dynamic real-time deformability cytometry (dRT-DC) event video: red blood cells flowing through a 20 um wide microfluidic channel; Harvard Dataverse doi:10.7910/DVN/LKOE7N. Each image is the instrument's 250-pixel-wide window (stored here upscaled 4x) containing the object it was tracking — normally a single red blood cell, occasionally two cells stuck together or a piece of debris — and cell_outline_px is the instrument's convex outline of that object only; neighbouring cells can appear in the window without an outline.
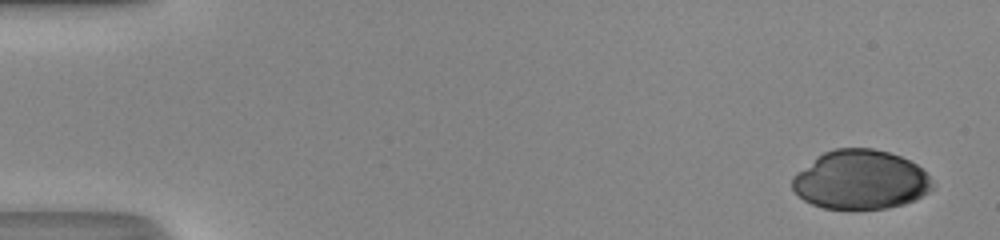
{"species": "human", "species_latin": "Homo sapiens", "temperature_condition": "room temperature", "stored_images_in_passage": 47, "camera_frame_rate_fps": 3000, "um_per_image_px": 0.085, "donor": {"sex": "male"}, "frame": {"image": 1, "passage_image": 1, "time_ms": 0.0, "image_size_px": [1000, 240], "cell_outline_px": [[936, 188], [916, 200], [904, 204], [888, 208], [824, 208], [812, 204], [804, 200], [792, 188], [792, 176], [796, 172], [824, 152], [836, 148], [872, 148], [888, 152], [900, 156], [916, 164], [932, 180]], "centroid_in_image_um": [73.17, 15.28], "position_along_channel_um": 11.8, "area_um2": 48.21}}
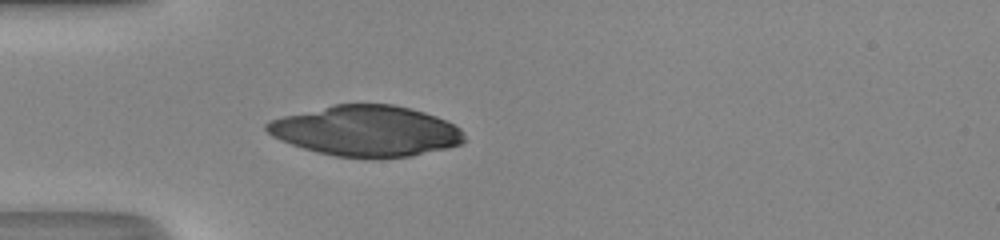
{"frame": {"image": 2, "passage_image": 14, "time_ms": 4.333, "image_size_px": [1000, 240], "cell_outline_px": [[468, 140], [460, 144], [448, 148], [412, 156], [368, 160], [336, 156], [316, 152], [280, 140], [272, 136], [264, 128], [264, 124], [268, 120], [332, 104], [392, 104], [424, 112], [436, 116], [460, 128]], "centroid_in_image_um": [31.13, 11.15], "position_along_channel_um": 53.9, "area_um2": 58.84}}